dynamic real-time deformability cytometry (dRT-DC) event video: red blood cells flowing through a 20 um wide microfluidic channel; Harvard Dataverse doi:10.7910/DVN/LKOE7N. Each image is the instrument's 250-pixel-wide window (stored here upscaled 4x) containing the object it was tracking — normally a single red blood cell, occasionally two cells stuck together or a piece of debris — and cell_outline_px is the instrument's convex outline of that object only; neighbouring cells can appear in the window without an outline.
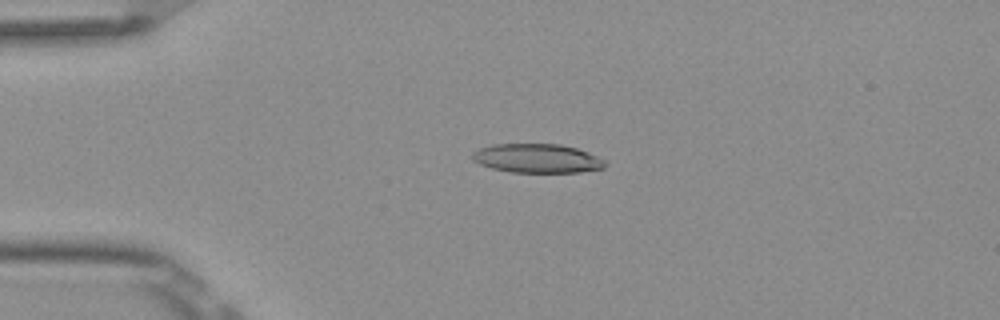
{"species": "Egyptian fruit bat (a non-hibernating species)", "species_latin": "Rousettus aegyptiacus", "temperature_condition": "room temperature", "stored_images_in_passage": 3, "camera_frame_rate_fps": 3000, "um_per_image_px": 0.085, "frame": {"image": 1, "passage_image": 2, "time_ms": 0.333, "image_size_px": [1000, 320], "cell_outline_px": [[608, 164], [604, 168], [580, 172], [508, 172], [492, 168], [480, 164], [472, 160], [472, 152], [480, 148], [492, 144], [560, 144], [576, 148], [588, 152], [604, 160]], "centroid_in_image_um": [45.65, 13.46], "position_along_channel_um": 39.3, "area_um2": 22.48}}